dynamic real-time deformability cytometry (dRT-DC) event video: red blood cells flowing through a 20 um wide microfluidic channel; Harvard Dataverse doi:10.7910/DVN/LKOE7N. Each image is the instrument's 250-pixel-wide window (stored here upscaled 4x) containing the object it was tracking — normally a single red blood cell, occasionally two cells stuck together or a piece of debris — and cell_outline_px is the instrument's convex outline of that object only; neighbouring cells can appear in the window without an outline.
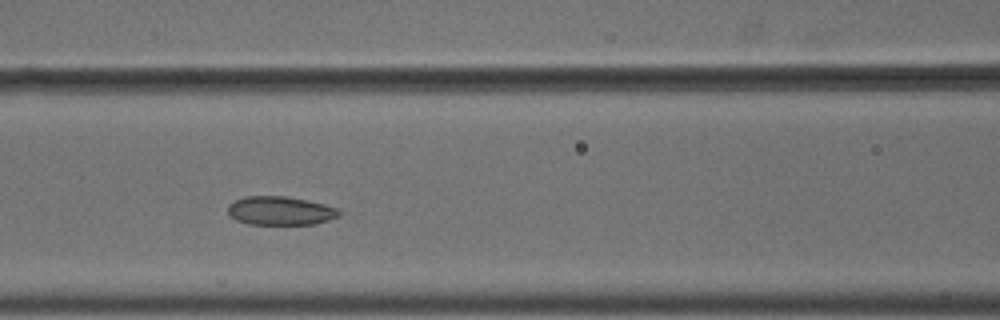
{"species": "common noctule bat (a hibernating species)", "species_latin": "Nyctalus noctula", "temperature_condition": "cold", "stored_images_in_passage": 5, "camera_frame_rate_fps": 3000, "um_per_image_px": 0.085, "animal": {"sex": "male", "body_mass_g": 18.8}, "frame": {"image": 1, "passage_image": 4, "time_ms": 1.0, "image_size_px": [1000, 320], "cell_outline_px": [[340, 216], [316, 224], [248, 224], [236, 220], [228, 212], [228, 204], [244, 196], [284, 196], [308, 200], [324, 204], [336, 208], [340, 212]], "centroid_in_image_um": [23.83, 17.91], "position_along_channel_um": 142.8, "area_um2": 18.55}}
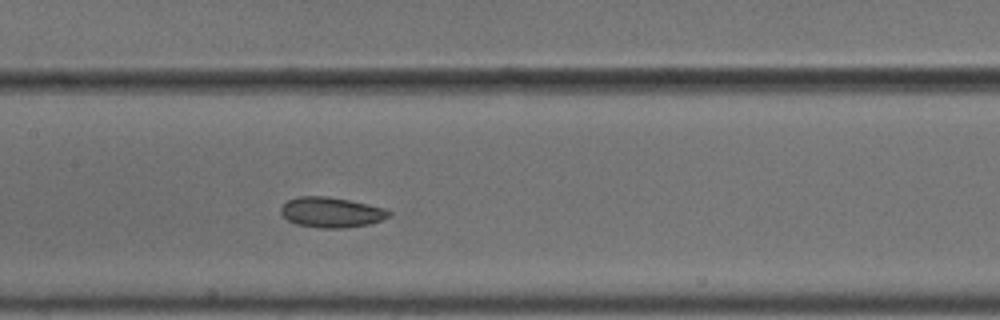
{"frame": {"image": 2, "passage_image": 5, "time_ms": 1.333, "image_size_px": [1000, 320], "cell_outline_px": [[392, 212], [388, 216], [380, 220], [368, 224], [344, 228], [320, 228], [296, 224], [288, 220], [280, 212], [280, 208], [288, 200], [296, 196], [328, 196], [368, 204], [384, 208]], "centroid_in_image_um": [28.13, 18.04], "position_along_channel_um": 179.3, "area_um2": 18.96}}